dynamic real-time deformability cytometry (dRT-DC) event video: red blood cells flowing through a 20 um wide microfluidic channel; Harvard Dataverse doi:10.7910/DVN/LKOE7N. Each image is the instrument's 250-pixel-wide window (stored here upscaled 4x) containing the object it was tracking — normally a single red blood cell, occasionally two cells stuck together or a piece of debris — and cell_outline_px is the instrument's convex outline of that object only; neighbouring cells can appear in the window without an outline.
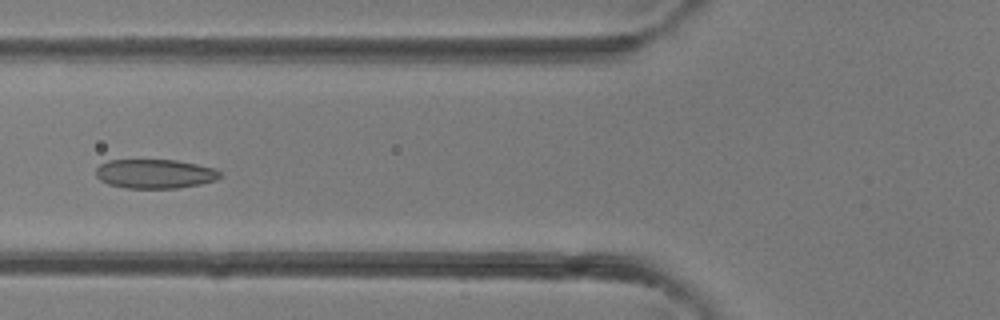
{"species": "common noctule bat (a hibernating species)", "species_latin": "Nyctalus noctula", "temperature_condition": "room temperature", "stored_images_in_passage": 23, "camera_frame_rate_fps": 3000, "um_per_image_px": 0.085, "animal": {"sex": "female"}, "frame": {"image": 1, "passage_image": 16, "time_ms": 5.0, "image_size_px": [1000, 320], "cell_outline_px": [[220, 176], [216, 180], [200, 184], [176, 188], [124, 188], [108, 184], [100, 180], [96, 176], [96, 168], [100, 164], [108, 160], [176, 160], [216, 168], [220, 172]], "centroid_in_image_um": [13.15, 14.77], "position_along_channel_um": 112.7, "area_um2": 21.15}}
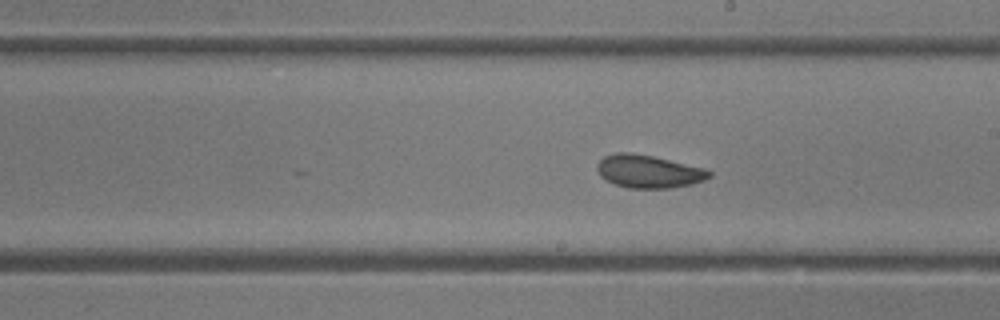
{"frame": {"image": 2, "passage_image": 23, "time_ms": 7.333, "image_size_px": [1000, 320], "cell_outline_px": [[712, 176], [704, 180], [692, 184], [672, 188], [628, 188], [616, 184], [600, 176], [596, 168], [596, 164], [604, 156], [616, 152], [628, 152], [652, 156], [704, 168], [712, 172]], "centroid_in_image_um": [55.12, 14.57], "position_along_channel_um": 233.9, "area_um2": 21.44}}